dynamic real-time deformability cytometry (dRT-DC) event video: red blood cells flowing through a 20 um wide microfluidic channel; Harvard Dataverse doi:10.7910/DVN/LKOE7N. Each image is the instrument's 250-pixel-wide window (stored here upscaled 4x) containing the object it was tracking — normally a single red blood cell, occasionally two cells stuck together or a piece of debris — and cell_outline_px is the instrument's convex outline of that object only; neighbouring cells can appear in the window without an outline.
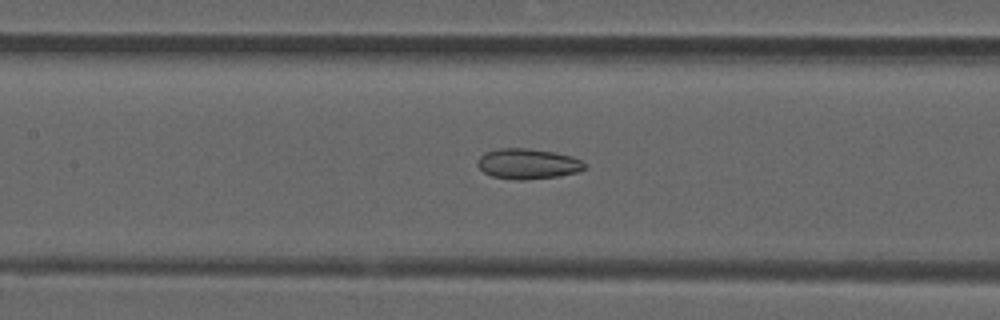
{"species": "common noctule bat (a hibernating species)", "species_latin": "Nyctalus noctula", "temperature_condition": "room temperature", "stored_images_in_passage": 52, "camera_frame_rate_fps": 3000, "um_per_image_px": 0.085, "animal": {"sex": "male", "forearm_length_mm": 52.5}, "frame": {"image": 1, "passage_image": 24, "time_ms": 7.667, "image_size_px": [1000, 320], "cell_outline_px": [[588, 168], [580, 172], [556, 176], [524, 180], [520, 180], [492, 176], [484, 172], [476, 164], [480, 156], [484, 152], [500, 148], [528, 148], [552, 152], [572, 156], [588, 164]], "centroid_in_image_um": [44.9, 13.92], "position_along_channel_um": 162.5, "area_um2": 19.02}}
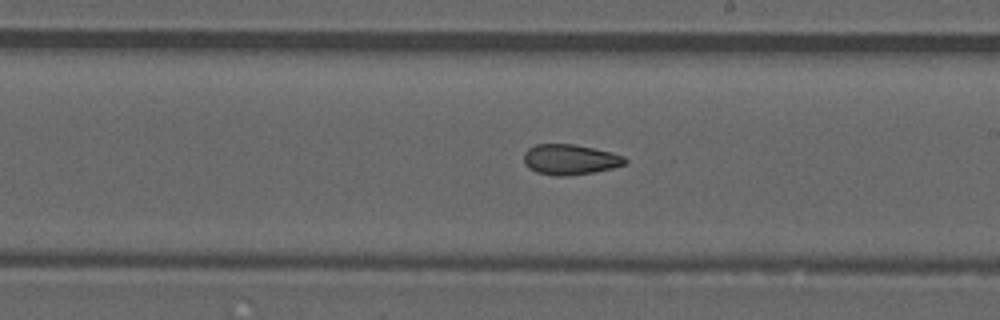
{"frame": {"image": 2, "passage_image": 30, "time_ms": 9.667, "image_size_px": [1000, 320], "cell_outline_px": [[628, 160], [624, 164], [612, 168], [592, 172], [568, 176], [556, 176], [536, 172], [528, 168], [524, 164], [524, 152], [528, 148], [536, 144], [572, 144], [612, 152], [624, 156]], "centroid_in_image_um": [48.42, 13.56], "position_along_channel_um": 240.6, "area_um2": 17.92}}
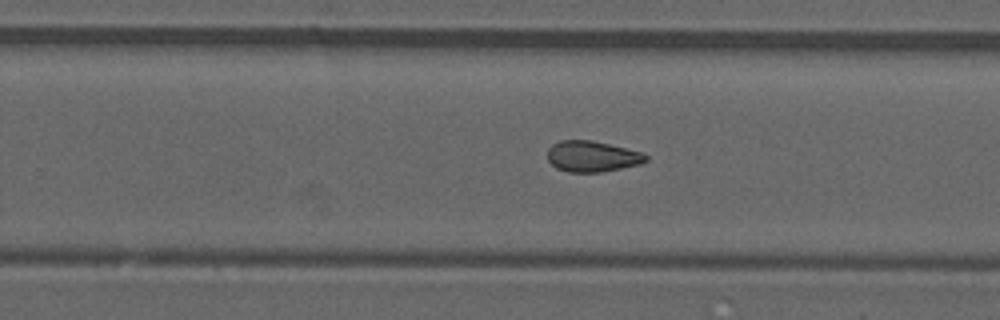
{"frame": {"image": 3, "passage_image": 33, "time_ms": 10.667, "image_size_px": [1000, 320], "cell_outline_px": [[648, 160], [640, 164], [600, 172], [568, 172], [556, 168], [548, 160], [548, 148], [552, 144], [560, 140], [592, 140], [644, 152], [648, 156]], "centroid_in_image_um": [50.34, 13.28], "position_along_channel_um": 279.5, "area_um2": 17.8}, "authors_computed_cell_mechanics": {"area_um2": 18.6116, "velocity_mm_per_s": 3.9126, "shape_relaxation_time_tau1_ms": null, "shape_relaxation_time_tau2_ms": 2.4551, "deformation_change_tau1": null, "deformation_change_tau2": 0.0878}}